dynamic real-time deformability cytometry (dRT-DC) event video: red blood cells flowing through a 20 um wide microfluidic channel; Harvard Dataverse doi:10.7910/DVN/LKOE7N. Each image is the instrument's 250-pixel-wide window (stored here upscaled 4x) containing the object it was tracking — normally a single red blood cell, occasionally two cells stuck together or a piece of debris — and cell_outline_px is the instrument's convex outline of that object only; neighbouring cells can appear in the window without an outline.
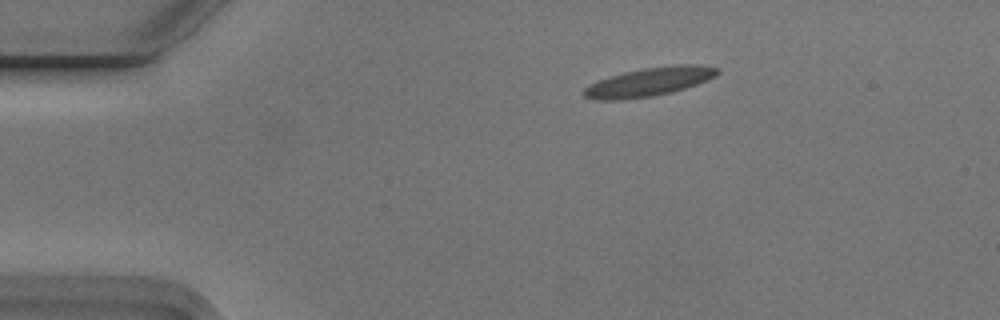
{"species": "Egyptian fruit bat (a non-hibernating species)", "species_latin": "Rousettus aegyptiacus", "temperature_condition": "cold", "stored_images_in_passage": 6, "camera_frame_rate_fps": 3000, "um_per_image_px": 0.085, "animal": {"sex": "male"}, "frame": {"image": 1, "passage_image": 2, "time_ms": 0.333, "image_size_px": [1000, 320], "cell_outline_px": [[720, 72], [716, 76], [708, 80], [672, 92], [652, 96], [616, 100], [596, 100], [584, 96], [580, 92], [588, 84], [624, 72], [644, 68], [680, 64], [696, 64], [720, 68]], "centroid_in_image_um": [55.18, 6.95], "position_along_channel_um": 29.8, "area_um2": 22.25}}
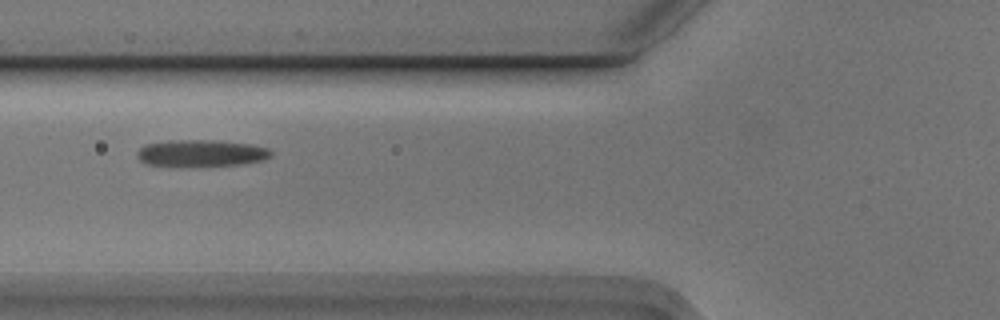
{"frame": {"image": 2, "passage_image": 5, "time_ms": 1.333, "image_size_px": [1000, 320], "cell_outline_px": [[272, 156], [264, 160], [244, 164], [144, 164], [136, 156], [136, 152], [144, 144], [168, 140], [216, 140], [252, 144], [268, 148], [272, 152]], "centroid_in_image_um": [17.12, 12.97], "position_along_channel_um": 108.7, "area_um2": 20.4}}
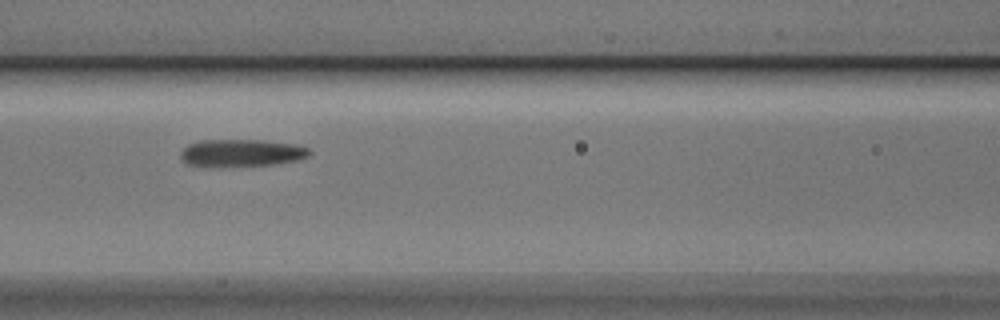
{"frame": {"image": 3, "passage_image": 6, "time_ms": 1.667, "image_size_px": [1000, 320], "cell_outline_px": [[312, 152], [308, 156], [296, 160], [272, 164], [188, 164], [180, 156], [180, 152], [188, 144], [200, 140], [264, 140], [292, 144], [308, 148]], "centroid_in_image_um": [20.56, 12.94], "position_along_channel_um": 146.0, "area_um2": 19.48}}